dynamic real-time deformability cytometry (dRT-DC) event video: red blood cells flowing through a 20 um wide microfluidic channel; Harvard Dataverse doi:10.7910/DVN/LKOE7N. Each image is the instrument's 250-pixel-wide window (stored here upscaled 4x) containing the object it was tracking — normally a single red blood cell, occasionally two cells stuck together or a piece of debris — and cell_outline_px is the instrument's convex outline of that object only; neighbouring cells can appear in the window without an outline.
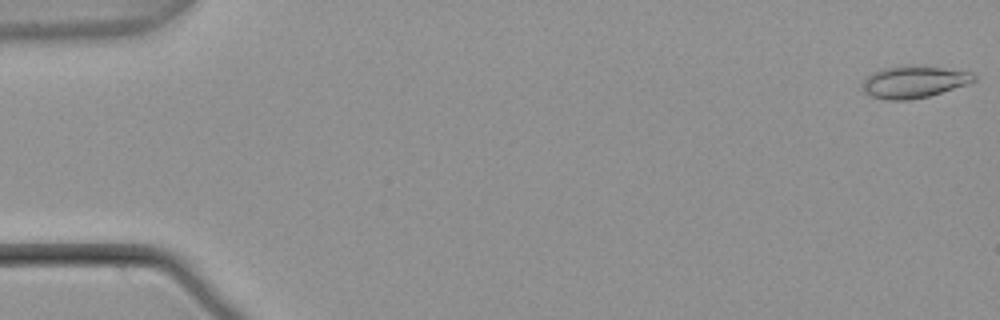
{"species": "common noctule bat (a hibernating species)", "species_latin": "Nyctalus noctula", "temperature_condition": "warm", "stored_images_in_passage": 54, "camera_frame_rate_fps": 3000, "um_per_image_px": 0.085, "animal": {"sex": "male", "body_mass_g": 21.5, "forearm_length_mm": 52.0}, "frame": {"image": 1, "passage_image": 1, "time_ms": 0.0, "image_size_px": [1000, 320], "cell_outline_px": [[976, 80], [972, 84], [928, 96], [908, 100], [888, 100], [868, 96], [860, 88], [860, 84], [872, 72], [884, 68], [904, 64], [924, 64], [972, 72], [976, 76]], "centroid_in_image_um": [77.7, 6.93], "position_along_channel_um": 7.3, "area_um2": 21.73}}
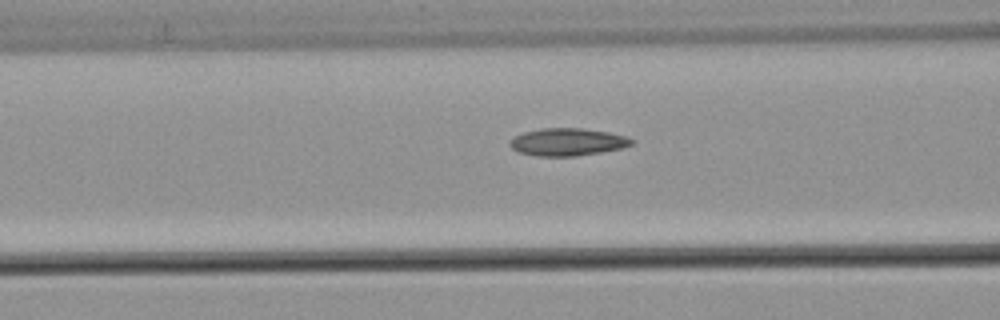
{"frame": {"image": 2, "passage_image": 22, "time_ms": 7.0, "image_size_px": [1000, 320], "cell_outline_px": [[636, 140], [632, 144], [620, 148], [600, 152], [576, 156], [536, 156], [516, 152], [508, 144], [508, 140], [524, 132], [540, 128], [580, 128], [608, 132], [624, 136]], "centroid_in_image_um": [48.18, 12.07], "position_along_channel_um": 118.4, "area_um2": 19.54}}
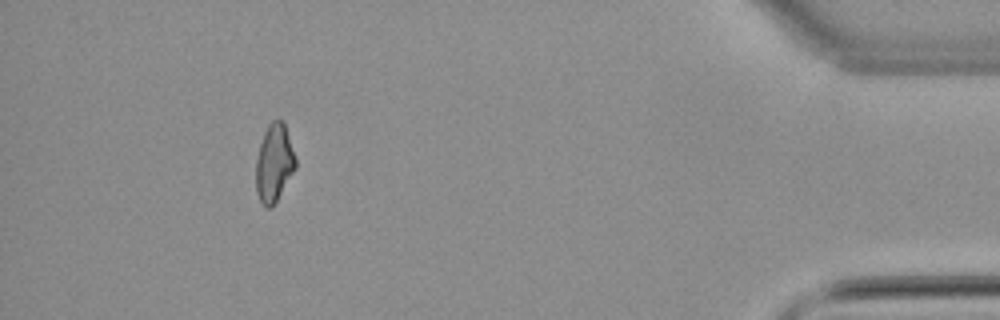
{"frame": {"image": 3, "passage_image": 50, "time_ms": 16.333, "image_size_px": [1000, 320], "cell_outline_px": [[296, 168], [272, 208], [264, 208], [256, 192], [256, 160], [260, 144], [264, 132], [268, 124], [272, 120], [284, 120], [296, 156]], "centroid_in_image_um": [23.31, 13.85], "position_along_channel_um": 411.9, "area_um2": 18.21}, "authors_computed_cell_mechanics": {"area_um2": 18.9295, "velocity_mm_per_s": 3.7959, "shape_relaxation_time_tau1_ms": null, "shape_relaxation_time_tau2_ms": 6.5837, "deformation_change_tau1": null, "deformation_change_tau2": 0.1442}}